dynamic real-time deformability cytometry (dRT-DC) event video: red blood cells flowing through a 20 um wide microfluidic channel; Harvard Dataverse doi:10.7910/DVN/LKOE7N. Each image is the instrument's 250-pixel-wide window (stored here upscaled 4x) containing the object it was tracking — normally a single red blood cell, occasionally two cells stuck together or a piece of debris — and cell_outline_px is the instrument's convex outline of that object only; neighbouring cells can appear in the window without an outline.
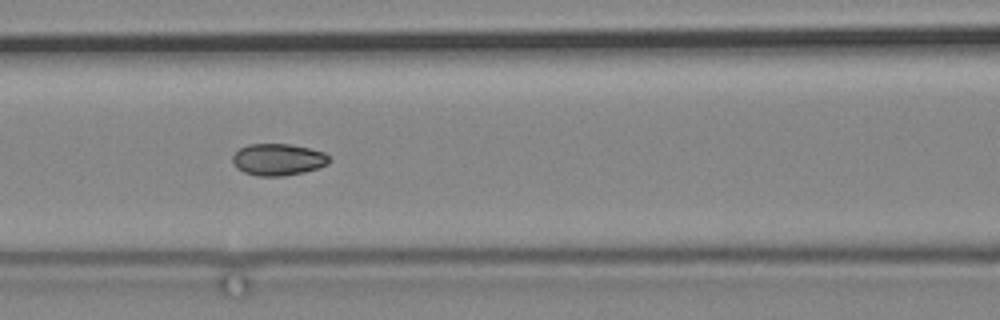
{"species": "common noctule bat (a hibernating species)", "species_latin": "Nyctalus noctula", "temperature_condition": "cold", "stored_images_in_passage": 12, "camera_frame_rate_fps": 3000, "um_per_image_px": 0.085, "animal": {"sex": "male", "body_mass_g": 19.2, "forearm_length_mm": 51.8}, "frame": {"image": 1, "passage_image": 10, "time_ms": 11.667, "image_size_px": [1000, 320], "cell_outline_px": [[332, 160], [328, 164], [320, 168], [304, 172], [284, 176], [256, 176], [244, 172], [236, 168], [232, 160], [232, 156], [240, 148], [248, 144], [292, 144], [324, 152]], "centroid_in_image_um": [23.65, 13.57], "position_along_channel_um": 142.9, "area_um2": 18.09}}
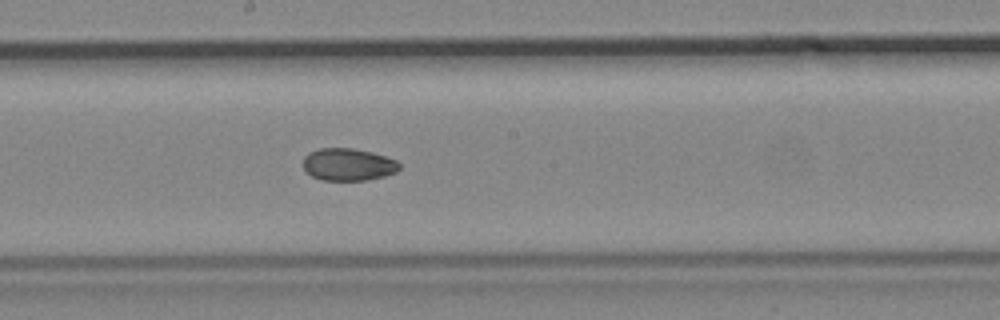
{"frame": {"image": 2, "passage_image": 12, "time_ms": 14.0, "image_size_px": [1000, 320], "cell_outline_px": [[400, 168], [396, 172], [384, 176], [368, 180], [320, 180], [312, 176], [304, 168], [304, 156], [308, 152], [320, 148], [352, 148], [372, 152], [396, 160], [400, 164]], "centroid_in_image_um": [29.6, 13.98], "position_along_channel_um": 218.6, "area_um2": 18.15}}